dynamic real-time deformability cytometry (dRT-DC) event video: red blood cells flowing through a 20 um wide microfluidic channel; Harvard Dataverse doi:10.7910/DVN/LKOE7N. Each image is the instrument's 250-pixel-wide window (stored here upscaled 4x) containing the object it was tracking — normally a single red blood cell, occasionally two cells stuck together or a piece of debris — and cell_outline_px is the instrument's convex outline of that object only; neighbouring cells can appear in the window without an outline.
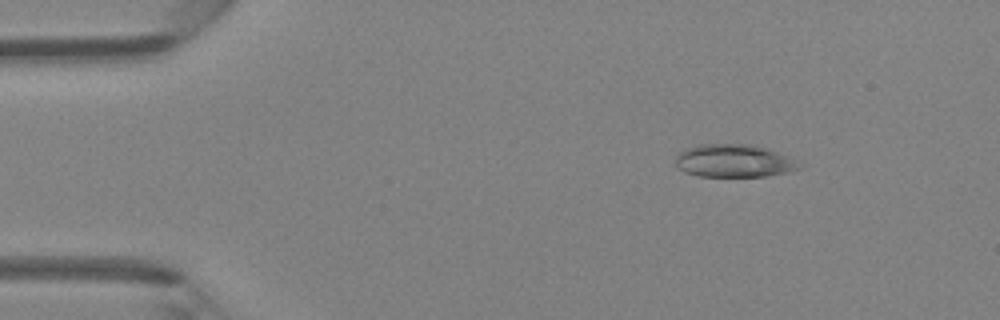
{"species": "Egyptian fruit bat (a non-hibernating species)", "species_latin": "Rousettus aegyptiacus", "temperature_condition": "room temperature", "stored_images_in_passage": 41, "camera_frame_rate_fps": 3000, "um_per_image_px": 0.085, "animal": {"sex": "female"}, "frame": {"image": 1, "passage_image": 1, "time_ms": 0.0, "image_size_px": [1000, 320], "cell_outline_px": [[804, 164], [800, 168], [788, 172], [764, 176], [700, 176], [684, 172], [676, 168], [676, 156], [684, 148], [700, 144], [756, 144], [768, 148]], "centroid_in_image_um": [62.37, 13.66], "position_along_channel_um": 22.6, "area_um2": 23.87}}
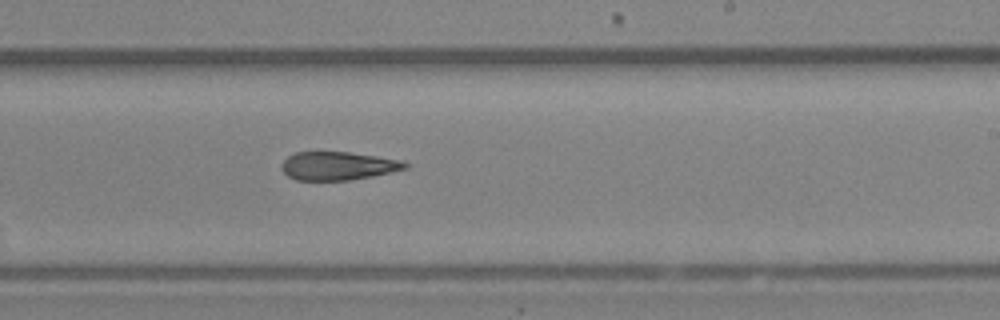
{"frame": {"image": 2, "passage_image": 23, "time_ms": 7.333, "image_size_px": [1000, 320], "cell_outline_px": [[408, 168], [372, 176], [348, 180], [296, 180], [288, 176], [280, 168], [280, 164], [288, 156], [296, 152], [348, 152], [404, 160], [408, 164]], "centroid_in_image_um": [28.72, 14.1], "position_along_channel_um": 260.3, "area_um2": 20.4}}
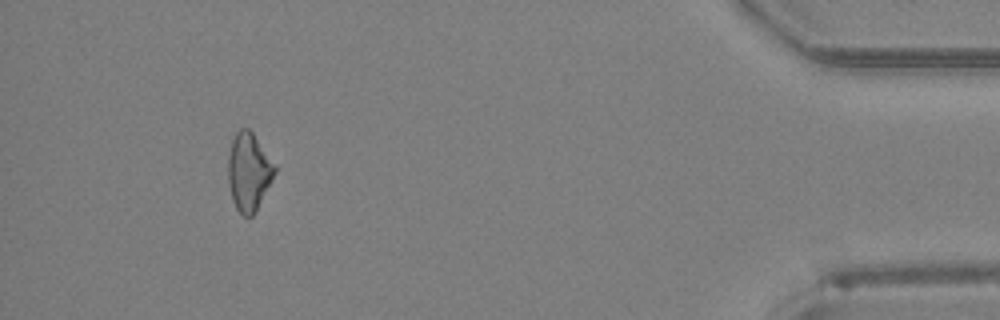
{"frame": {"image": 3, "passage_image": 38, "time_ms": 12.333, "image_size_px": [1000, 320], "cell_outline_px": [[276, 172], [272, 180], [252, 216], [244, 216], [236, 208], [232, 200], [228, 184], [228, 156], [232, 140], [236, 132], [240, 128], [248, 128], [252, 132], [276, 168]], "centroid_in_image_um": [21.11, 14.6], "position_along_channel_um": 414.1, "area_um2": 20.75}, "authors_computed_cell_mechanics": {"area_um2": 21.7906, "velocity_mm_per_s": 4.3241, "shape_relaxation_time_tau1_ms": 5.0748, "shape_relaxation_time_tau2_ms": null, "deformation_change_tau1": 0.1549, "deformation_change_tau2": null}}